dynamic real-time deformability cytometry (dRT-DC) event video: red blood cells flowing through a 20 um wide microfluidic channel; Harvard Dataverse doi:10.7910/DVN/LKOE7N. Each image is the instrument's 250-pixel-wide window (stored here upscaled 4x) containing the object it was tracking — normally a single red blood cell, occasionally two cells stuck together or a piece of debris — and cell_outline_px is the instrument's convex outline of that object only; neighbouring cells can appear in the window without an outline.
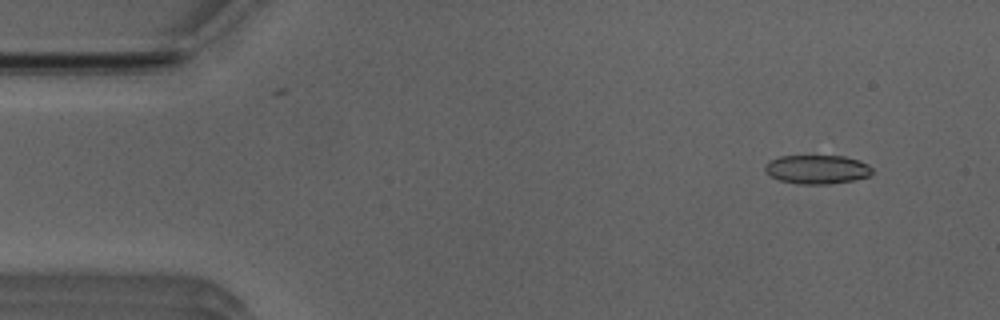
{"species": "Egyptian fruit bat (a non-hibernating species)", "species_latin": "Rousettus aegyptiacus", "temperature_condition": "room temperature", "stored_images_in_passage": 52, "camera_frame_rate_fps": 3000, "um_per_image_px": 0.085, "animal": {"sex": "male"}, "frame": {"image": 1, "passage_image": 5, "time_ms": 1.333, "image_size_px": [1000, 320], "cell_outline_px": [[872, 176], [852, 180], [828, 184], [800, 184], [780, 180], [772, 176], [764, 168], [764, 164], [780, 156], [844, 156], [860, 160], [868, 164], [872, 168]], "centroid_in_image_um": [69.5, 14.39], "position_along_channel_um": 15.5, "area_um2": 17.98}}
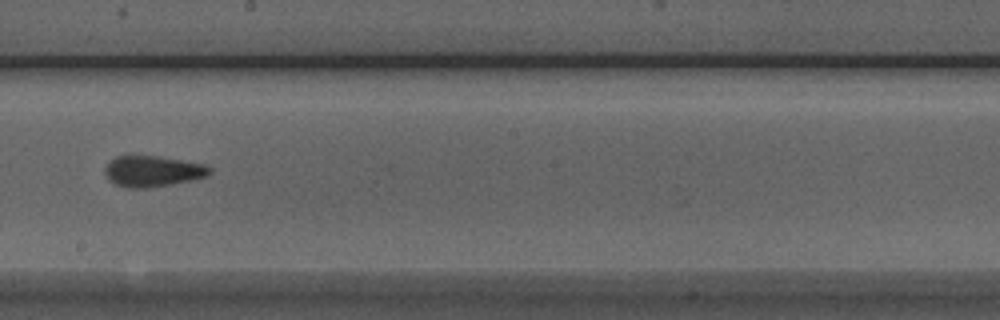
{"frame": {"image": 2, "passage_image": 29, "time_ms": 9.333, "image_size_px": [1000, 320], "cell_outline_px": [[212, 172], [208, 176], [172, 184], [144, 188], [128, 188], [116, 184], [108, 180], [104, 172], [104, 168], [116, 156], [156, 156], [204, 164], [212, 168]], "centroid_in_image_um": [12.98, 14.56], "position_along_channel_um": 235.2, "area_um2": 18.73}}
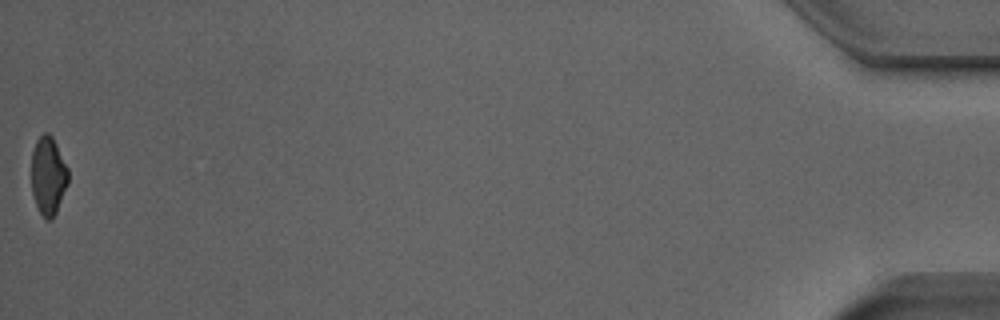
{"frame": {"image": 3, "passage_image": 52, "time_ms": 17.0, "image_size_px": [1000, 320], "cell_outline_px": [[68, 184], [56, 212], [52, 220], [48, 220], [40, 212], [36, 204], [32, 192], [32, 152], [36, 140], [44, 132], [48, 132], [52, 136], [68, 168]], "centroid_in_image_um": [4.1, 14.92], "position_along_channel_um": 431.1, "area_um2": 16.65}, "authors_computed_cell_mechanics": {"area_um2": 18.1781, "velocity_mm_per_s": 3.9487, "shape_relaxation_time_tau1_ms": 5.2472, "shape_relaxation_time_tau2_ms": 2.4231, "deformation_change_tau1": 0.152, "deformation_change_tau2": 0.1154}}